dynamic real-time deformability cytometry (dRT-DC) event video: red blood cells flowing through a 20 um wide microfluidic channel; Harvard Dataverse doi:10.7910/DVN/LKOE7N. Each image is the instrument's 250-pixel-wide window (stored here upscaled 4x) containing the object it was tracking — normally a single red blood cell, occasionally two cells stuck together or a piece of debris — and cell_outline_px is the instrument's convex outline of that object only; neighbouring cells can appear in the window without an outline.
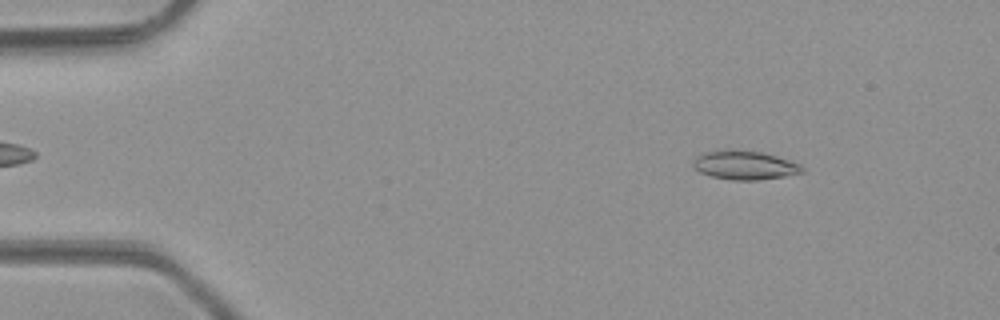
{"species": "common noctule bat (a hibernating species)", "species_latin": "Nyctalus noctula", "temperature_condition": "room temperature", "stored_images_in_passage": 48, "camera_frame_rate_fps": 3000, "um_per_image_px": 0.085, "animal": {"sex": "male", "body_mass_g": 23.1, "forearm_length_mm": 52.7}, "frame": {"image": 1, "passage_image": 6, "time_ms": 1.667, "image_size_px": [1000, 320], "cell_outline_px": [[804, 172], [784, 176], [756, 180], [732, 180], [712, 176], [700, 172], [692, 164], [696, 156], [704, 152], [760, 152], [776, 156], [800, 164], [804, 168]], "centroid_in_image_um": [63.33, 14.08], "position_along_channel_um": 21.7, "area_um2": 17.51}}
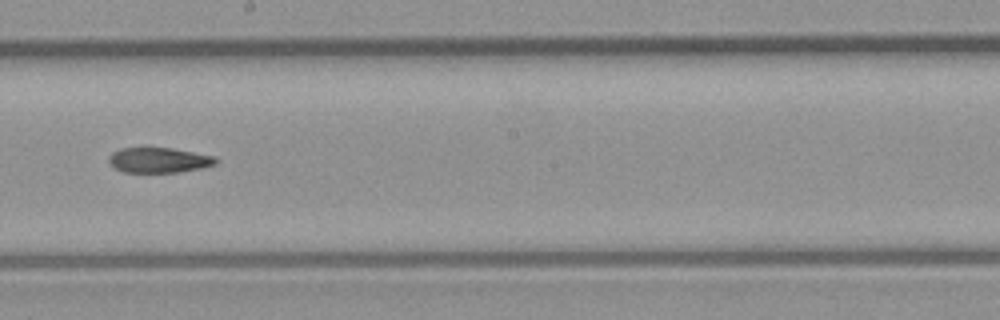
{"frame": {"image": 2, "passage_image": 27, "time_ms": 8.667, "image_size_px": [1000, 320], "cell_outline_px": [[220, 160], [216, 164], [200, 168], [180, 172], [124, 172], [116, 168], [108, 160], [108, 156], [112, 152], [120, 148], [140, 144], [144, 144], [172, 148], [216, 156]], "centroid_in_image_um": [13.48, 13.55], "position_along_channel_um": 234.7, "area_um2": 16.53}}
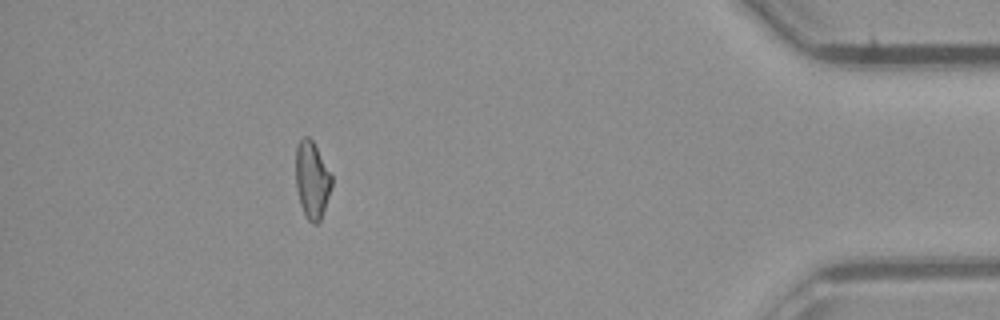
{"frame": {"image": 3, "passage_image": 43, "time_ms": 14.0, "image_size_px": [1000, 320], "cell_outline_px": [[332, 184], [320, 220], [316, 224], [312, 224], [308, 220], [300, 204], [296, 188], [296, 144], [304, 136], [308, 136], [312, 140], [332, 176]], "centroid_in_image_um": [26.5, 15.28], "position_along_channel_um": 408.7, "area_um2": 15.9}, "authors_computed_cell_mechanics": {"area_um2": 16.9932, "velocity_mm_per_s": 4.2993, "shape_relaxation_time_tau1_ms": null, "shape_relaxation_time_tau2_ms": 6.026, "deformation_change_tau1": null, "deformation_change_tau2": 0.143}}